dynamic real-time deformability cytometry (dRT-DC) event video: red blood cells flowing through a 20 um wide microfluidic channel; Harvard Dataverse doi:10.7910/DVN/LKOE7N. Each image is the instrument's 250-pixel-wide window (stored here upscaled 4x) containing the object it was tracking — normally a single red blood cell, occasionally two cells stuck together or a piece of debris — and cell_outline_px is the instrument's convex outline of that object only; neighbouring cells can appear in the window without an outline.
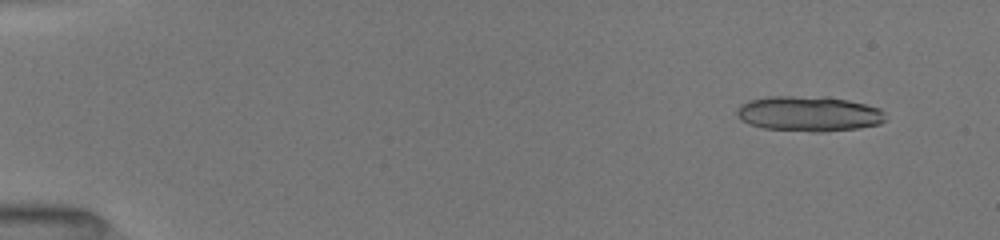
{"species": "common noctule bat (a hibernating species)", "species_latin": "Nyctalus noctula", "temperature_condition": "room temperature", "stored_images_in_passage": 33, "segment_of_instrument_passage": [1, 2], "camera_frame_rate_fps": 3000, "um_per_image_px": 0.085, "animal": {"sex": "female", "body_mass_g": 19.5, "forearm_length_mm": 54.1}, "frame": {"image": 1, "passage_image": 3, "time_ms": 1.0, "image_size_px": [1000, 240], "cell_outline_px": [[884, 120], [880, 124], [860, 128], [824, 132], [812, 132], [764, 128], [740, 120], [736, 116], [736, 108], [740, 104], [748, 100], [768, 96], [828, 96], [848, 100], [880, 108], [884, 112]], "centroid_in_image_um": [68.73, 9.66], "position_along_channel_um": 16.3, "area_um2": 30.87}}